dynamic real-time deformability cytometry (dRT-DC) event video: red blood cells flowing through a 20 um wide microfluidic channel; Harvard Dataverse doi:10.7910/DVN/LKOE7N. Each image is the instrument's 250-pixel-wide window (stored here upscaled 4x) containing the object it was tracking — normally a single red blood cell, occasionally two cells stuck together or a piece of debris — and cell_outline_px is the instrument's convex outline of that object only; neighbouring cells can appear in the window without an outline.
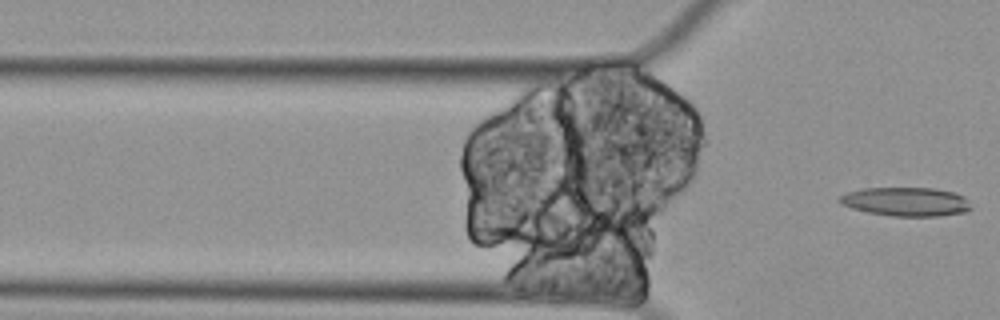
{"species": "Egyptian fruit bat (a non-hibernating species)", "species_latin": "Rousettus aegyptiacus", "temperature_condition": "cold", "stored_images_in_passage": 16, "camera_frame_rate_fps": 3000, "um_per_image_px": 0.085, "animal": {"sex": "female"}, "frame": {"image": 1, "passage_image": 16, "time_ms": 5.0, "image_size_px": [1000, 320], "cell_outline_px": [[972, 208], [964, 212], [940, 216], [892, 216], [868, 212], [852, 208], [844, 204], [840, 200], [840, 196], [848, 192], [864, 188], [936, 188], [956, 192], [964, 196], [968, 200]], "centroid_in_image_um": [77.08, 17.14], "position_along_channel_um": 48.7, "area_um2": 22.02}}